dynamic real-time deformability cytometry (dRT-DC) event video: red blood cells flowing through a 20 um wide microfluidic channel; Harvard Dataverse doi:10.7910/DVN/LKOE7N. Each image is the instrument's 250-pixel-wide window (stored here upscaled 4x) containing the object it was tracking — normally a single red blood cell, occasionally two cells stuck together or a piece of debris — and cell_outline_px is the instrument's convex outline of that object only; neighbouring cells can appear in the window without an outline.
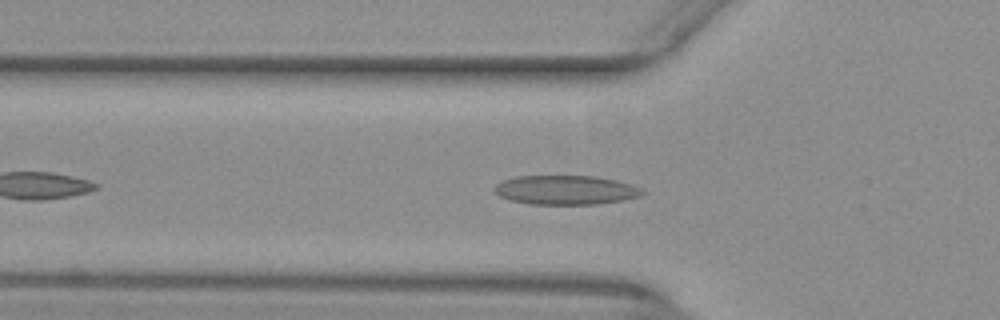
{"species": "common noctule bat (a hibernating species)", "species_latin": "Nyctalus noctula", "temperature_condition": "warm", "stored_images_in_passage": 39, "camera_frame_rate_fps": 3000, "um_per_image_px": 0.085, "animal": {"sex": "female", "body_mass_g": 29.2, "forearm_length_mm": 56.3}, "frame": {"image": 1, "passage_image": 7, "time_ms": 2.0, "image_size_px": [1000, 320], "cell_outline_px": [[648, 192], [640, 196], [624, 200], [596, 204], [532, 204], [508, 200], [500, 196], [492, 188], [496, 184], [504, 180], [516, 176], [596, 176], [616, 180], [632, 184]], "centroid_in_image_um": [48.11, 16.15], "position_along_channel_um": 77.7, "area_um2": 25.32}}
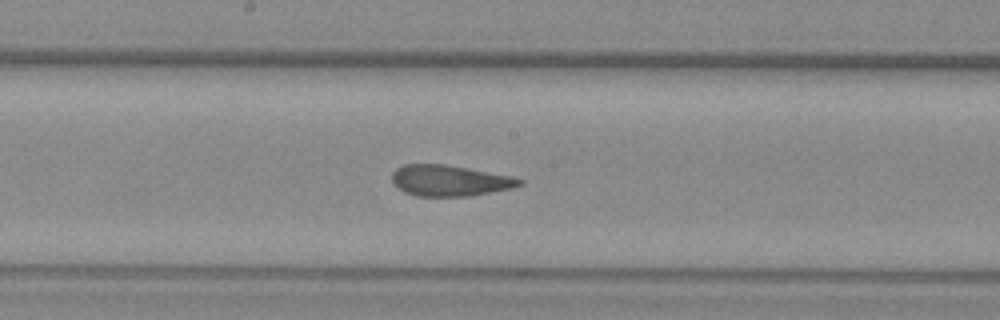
{"frame": {"image": 2, "passage_image": 17, "time_ms": 5.333, "image_size_px": [1000, 320], "cell_outline_px": [[524, 184], [512, 188], [472, 196], [416, 196], [404, 192], [392, 180], [392, 172], [396, 168], [404, 164], [444, 164], [468, 168], [512, 176], [524, 180]], "centroid_in_image_um": [38.25, 15.35], "position_along_channel_um": 209.9, "area_um2": 23.06}}
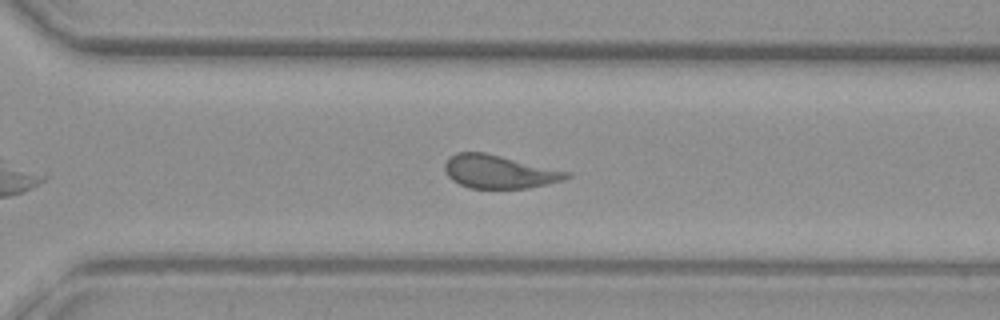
{"frame": {"image": 3, "passage_image": 26, "time_ms": 8.333, "image_size_px": [1000, 320], "cell_outline_px": [[572, 176], [564, 180], [548, 184], [528, 188], [468, 188], [452, 180], [448, 176], [444, 168], [444, 164], [456, 152], [484, 152], [572, 172]], "centroid_in_image_um": [42.47, 14.6], "position_along_channel_um": 328.1, "area_um2": 23.64}, "authors_computed_cell_mechanics": {"area_um2": 23.7558, "velocity_mm_per_s": 3.9468, "shape_relaxation_time_tau1_ms": 8.1696, "shape_relaxation_time_tau2_ms": 1.5135, "deformation_change_tau1": 0.176, "deformation_change_tau2": 0.104}}